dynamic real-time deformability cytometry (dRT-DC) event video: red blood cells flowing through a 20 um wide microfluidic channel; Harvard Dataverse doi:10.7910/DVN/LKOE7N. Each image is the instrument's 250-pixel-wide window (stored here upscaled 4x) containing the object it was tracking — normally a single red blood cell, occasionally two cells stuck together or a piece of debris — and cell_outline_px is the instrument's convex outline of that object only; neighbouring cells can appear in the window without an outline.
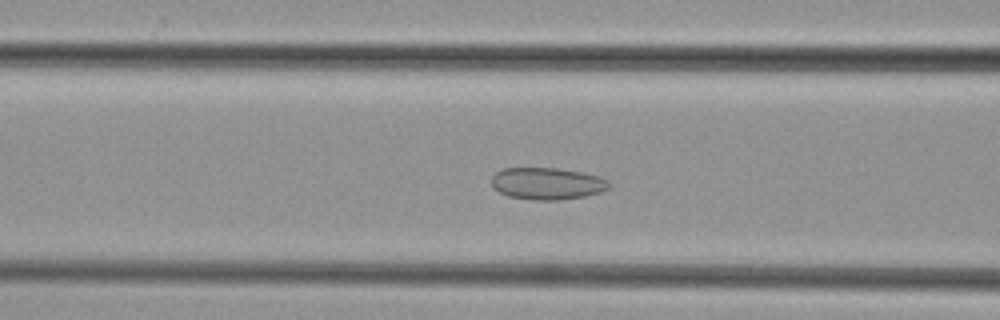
{"species": "common noctule bat (a hibernating species)", "species_latin": "Nyctalus noctula", "temperature_condition": "cold", "stored_images_in_passage": 36, "camera_frame_rate_fps": 3000, "um_per_image_px": 0.085, "animal": {"sex": "female", "body_mass_g": 29.2, "forearm_length_mm": 56.3}, "frame": {"image": 1, "passage_image": 8, "time_ms": 2.333, "image_size_px": [1000, 320], "cell_outline_px": [[612, 184], [608, 188], [600, 192], [584, 196], [560, 200], [532, 200], [508, 196], [492, 188], [492, 176], [496, 172], [504, 168], [556, 168], [580, 172], [600, 176], [608, 180]], "centroid_in_image_um": [46.51, 15.6], "position_along_channel_um": 120.1, "area_um2": 21.96}}
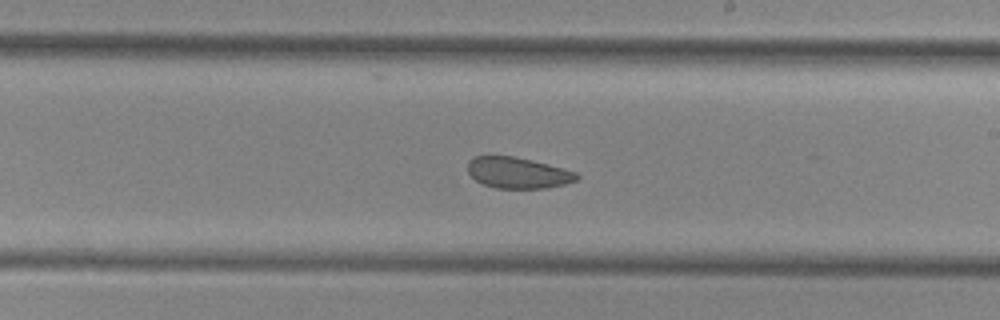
{"frame": {"image": 2, "passage_image": 17, "time_ms": 5.333, "image_size_px": [1000, 320], "cell_outline_px": [[580, 176], [576, 180], [564, 184], [548, 188], [496, 188], [484, 184], [476, 180], [468, 172], [468, 160], [476, 156], [512, 156], [532, 160], [548, 164], [576, 172]], "centroid_in_image_um": [44.02, 14.69], "position_along_channel_um": 245.0, "area_um2": 19.59}}
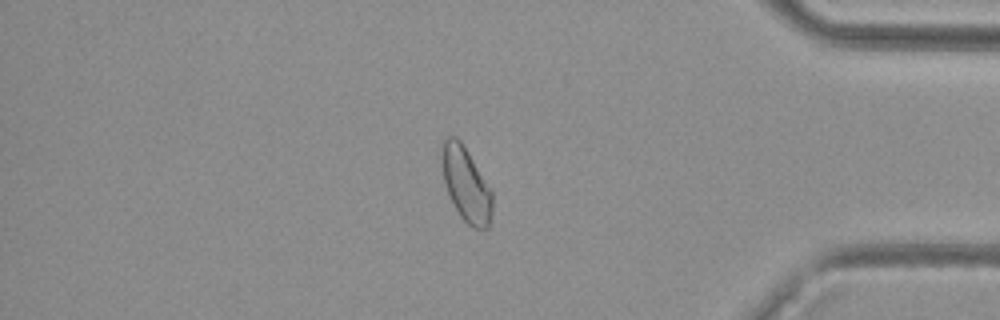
{"frame": {"image": 3, "passage_image": 30, "time_ms": 9.667, "image_size_px": [1000, 320], "cell_outline_px": [[492, 212], [488, 228], [472, 228], [460, 216], [448, 192], [444, 180], [440, 160], [440, 144], [448, 136], [456, 136], [460, 140], [492, 192]], "centroid_in_image_um": [39.58, 15.64], "position_along_channel_um": 395.6, "area_um2": 21.62}}